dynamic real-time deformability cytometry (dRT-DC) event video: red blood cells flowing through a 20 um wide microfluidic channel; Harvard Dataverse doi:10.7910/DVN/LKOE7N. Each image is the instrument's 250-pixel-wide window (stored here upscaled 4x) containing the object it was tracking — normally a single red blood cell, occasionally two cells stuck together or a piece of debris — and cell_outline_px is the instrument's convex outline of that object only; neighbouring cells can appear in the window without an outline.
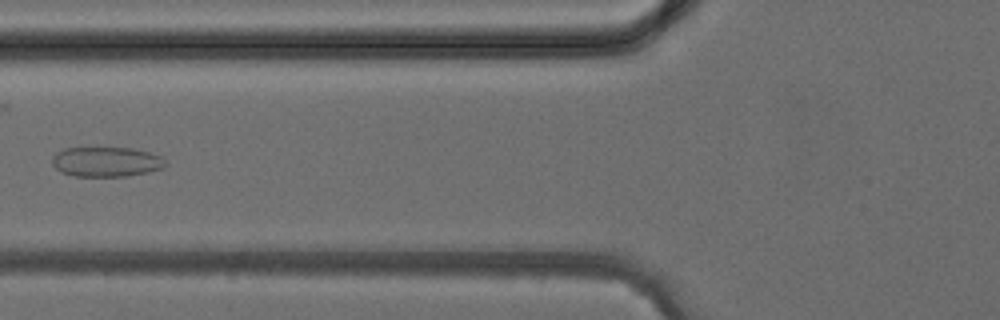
{"species": "common noctule bat (a hibernating species)", "species_latin": "Nyctalus noctula", "temperature_condition": "cold", "stored_images_in_passage": 5, "camera_frame_rate_fps": 3000, "um_per_image_px": 0.085, "animal": {"sex": "female", "body_mass_g": 24.6, "forearm_length_mm": 56.2}, "frame": {"image": 1, "passage_image": 5, "time_ms": 4.667, "image_size_px": [1000, 320], "cell_outline_px": [[168, 164], [164, 168], [148, 172], [124, 176], [76, 176], [60, 172], [52, 164], [52, 156], [56, 152], [64, 148], [132, 148], [148, 152], [160, 156]], "centroid_in_image_um": [9.02, 13.75], "position_along_channel_um": 116.8, "area_um2": 19.71}}